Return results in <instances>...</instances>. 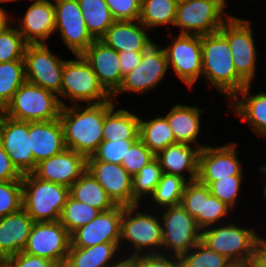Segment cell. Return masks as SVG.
<instances>
[{
    "label": "cell",
    "mask_w": 266,
    "mask_h": 267,
    "mask_svg": "<svg viewBox=\"0 0 266 267\" xmlns=\"http://www.w3.org/2000/svg\"><path fill=\"white\" fill-rule=\"evenodd\" d=\"M87 170L116 205L133 206V177L120 164L87 161Z\"/></svg>",
    "instance_id": "cell-19"
},
{
    "label": "cell",
    "mask_w": 266,
    "mask_h": 267,
    "mask_svg": "<svg viewBox=\"0 0 266 267\" xmlns=\"http://www.w3.org/2000/svg\"><path fill=\"white\" fill-rule=\"evenodd\" d=\"M162 210L158 213L162 223L161 253L180 257L201 241V229L181 204Z\"/></svg>",
    "instance_id": "cell-9"
},
{
    "label": "cell",
    "mask_w": 266,
    "mask_h": 267,
    "mask_svg": "<svg viewBox=\"0 0 266 267\" xmlns=\"http://www.w3.org/2000/svg\"><path fill=\"white\" fill-rule=\"evenodd\" d=\"M55 32L73 55L82 54L95 39L87 30L77 0H55Z\"/></svg>",
    "instance_id": "cell-15"
},
{
    "label": "cell",
    "mask_w": 266,
    "mask_h": 267,
    "mask_svg": "<svg viewBox=\"0 0 266 267\" xmlns=\"http://www.w3.org/2000/svg\"><path fill=\"white\" fill-rule=\"evenodd\" d=\"M141 205L124 206L120 229V253L124 245H129L131 250L125 260L139 254L161 253L162 246V223L160 216L140 212ZM134 250V251H133Z\"/></svg>",
    "instance_id": "cell-4"
},
{
    "label": "cell",
    "mask_w": 266,
    "mask_h": 267,
    "mask_svg": "<svg viewBox=\"0 0 266 267\" xmlns=\"http://www.w3.org/2000/svg\"><path fill=\"white\" fill-rule=\"evenodd\" d=\"M162 174L160 163L155 158L133 176V205L140 204L144 196H151L153 194Z\"/></svg>",
    "instance_id": "cell-38"
},
{
    "label": "cell",
    "mask_w": 266,
    "mask_h": 267,
    "mask_svg": "<svg viewBox=\"0 0 266 267\" xmlns=\"http://www.w3.org/2000/svg\"><path fill=\"white\" fill-rule=\"evenodd\" d=\"M178 0H141L139 21L149 30L174 25Z\"/></svg>",
    "instance_id": "cell-34"
},
{
    "label": "cell",
    "mask_w": 266,
    "mask_h": 267,
    "mask_svg": "<svg viewBox=\"0 0 266 267\" xmlns=\"http://www.w3.org/2000/svg\"><path fill=\"white\" fill-rule=\"evenodd\" d=\"M200 148L184 143L169 145L160 151L155 157L159 161L162 172L179 175L186 179L184 172L188 171V182L198 178Z\"/></svg>",
    "instance_id": "cell-27"
},
{
    "label": "cell",
    "mask_w": 266,
    "mask_h": 267,
    "mask_svg": "<svg viewBox=\"0 0 266 267\" xmlns=\"http://www.w3.org/2000/svg\"><path fill=\"white\" fill-rule=\"evenodd\" d=\"M251 85L247 84L240 90L228 106L234 115L240 116L241 121L247 122L253 133L266 137V92L251 95Z\"/></svg>",
    "instance_id": "cell-26"
},
{
    "label": "cell",
    "mask_w": 266,
    "mask_h": 267,
    "mask_svg": "<svg viewBox=\"0 0 266 267\" xmlns=\"http://www.w3.org/2000/svg\"><path fill=\"white\" fill-rule=\"evenodd\" d=\"M61 109L62 105L57 94L25 81L3 112L11 119L36 122L58 119Z\"/></svg>",
    "instance_id": "cell-7"
},
{
    "label": "cell",
    "mask_w": 266,
    "mask_h": 267,
    "mask_svg": "<svg viewBox=\"0 0 266 267\" xmlns=\"http://www.w3.org/2000/svg\"><path fill=\"white\" fill-rule=\"evenodd\" d=\"M237 146L232 142L222 146L202 148L199 153L197 180L206 186L219 178L243 176L242 162L237 158Z\"/></svg>",
    "instance_id": "cell-16"
},
{
    "label": "cell",
    "mask_w": 266,
    "mask_h": 267,
    "mask_svg": "<svg viewBox=\"0 0 266 267\" xmlns=\"http://www.w3.org/2000/svg\"><path fill=\"white\" fill-rule=\"evenodd\" d=\"M27 42L12 24L5 31L0 32V63L24 60Z\"/></svg>",
    "instance_id": "cell-41"
},
{
    "label": "cell",
    "mask_w": 266,
    "mask_h": 267,
    "mask_svg": "<svg viewBox=\"0 0 266 267\" xmlns=\"http://www.w3.org/2000/svg\"><path fill=\"white\" fill-rule=\"evenodd\" d=\"M3 149L22 175L33 172L34 157L29 138V122L11 119L4 114Z\"/></svg>",
    "instance_id": "cell-20"
},
{
    "label": "cell",
    "mask_w": 266,
    "mask_h": 267,
    "mask_svg": "<svg viewBox=\"0 0 266 267\" xmlns=\"http://www.w3.org/2000/svg\"><path fill=\"white\" fill-rule=\"evenodd\" d=\"M75 57L64 63L62 86L58 94L61 105H67L62 98L71 100L74 105H79L81 102L100 104L111 101L112 96L100 84L89 62L82 54H77Z\"/></svg>",
    "instance_id": "cell-6"
},
{
    "label": "cell",
    "mask_w": 266,
    "mask_h": 267,
    "mask_svg": "<svg viewBox=\"0 0 266 267\" xmlns=\"http://www.w3.org/2000/svg\"><path fill=\"white\" fill-rule=\"evenodd\" d=\"M148 30L139 20L115 21L99 40L117 52H144L155 43Z\"/></svg>",
    "instance_id": "cell-23"
},
{
    "label": "cell",
    "mask_w": 266,
    "mask_h": 267,
    "mask_svg": "<svg viewBox=\"0 0 266 267\" xmlns=\"http://www.w3.org/2000/svg\"><path fill=\"white\" fill-rule=\"evenodd\" d=\"M136 141H102L92 156L87 157V161H105L121 165L127 152Z\"/></svg>",
    "instance_id": "cell-42"
},
{
    "label": "cell",
    "mask_w": 266,
    "mask_h": 267,
    "mask_svg": "<svg viewBox=\"0 0 266 267\" xmlns=\"http://www.w3.org/2000/svg\"><path fill=\"white\" fill-rule=\"evenodd\" d=\"M179 258L182 267H237L227 257L209 249L201 241Z\"/></svg>",
    "instance_id": "cell-39"
},
{
    "label": "cell",
    "mask_w": 266,
    "mask_h": 267,
    "mask_svg": "<svg viewBox=\"0 0 266 267\" xmlns=\"http://www.w3.org/2000/svg\"><path fill=\"white\" fill-rule=\"evenodd\" d=\"M29 138L34 169L38 162L66 149L63 126L59 118L52 121L29 122Z\"/></svg>",
    "instance_id": "cell-24"
},
{
    "label": "cell",
    "mask_w": 266,
    "mask_h": 267,
    "mask_svg": "<svg viewBox=\"0 0 266 267\" xmlns=\"http://www.w3.org/2000/svg\"><path fill=\"white\" fill-rule=\"evenodd\" d=\"M181 205L194 219H196L199 216V213H202L203 184L198 180L188 182L182 195Z\"/></svg>",
    "instance_id": "cell-47"
},
{
    "label": "cell",
    "mask_w": 266,
    "mask_h": 267,
    "mask_svg": "<svg viewBox=\"0 0 266 267\" xmlns=\"http://www.w3.org/2000/svg\"><path fill=\"white\" fill-rule=\"evenodd\" d=\"M90 35L99 40L116 21L105 0H77Z\"/></svg>",
    "instance_id": "cell-33"
},
{
    "label": "cell",
    "mask_w": 266,
    "mask_h": 267,
    "mask_svg": "<svg viewBox=\"0 0 266 267\" xmlns=\"http://www.w3.org/2000/svg\"><path fill=\"white\" fill-rule=\"evenodd\" d=\"M3 119H4V112L0 110V149L3 148Z\"/></svg>",
    "instance_id": "cell-54"
},
{
    "label": "cell",
    "mask_w": 266,
    "mask_h": 267,
    "mask_svg": "<svg viewBox=\"0 0 266 267\" xmlns=\"http://www.w3.org/2000/svg\"><path fill=\"white\" fill-rule=\"evenodd\" d=\"M7 11L4 9V7L0 6V32L5 31L7 28L12 26L11 20L8 18L9 15L6 13Z\"/></svg>",
    "instance_id": "cell-53"
},
{
    "label": "cell",
    "mask_w": 266,
    "mask_h": 267,
    "mask_svg": "<svg viewBox=\"0 0 266 267\" xmlns=\"http://www.w3.org/2000/svg\"><path fill=\"white\" fill-rule=\"evenodd\" d=\"M112 99L100 104L62 106L60 121L67 149L74 150L86 158L103 141V122L106 112L115 104Z\"/></svg>",
    "instance_id": "cell-1"
},
{
    "label": "cell",
    "mask_w": 266,
    "mask_h": 267,
    "mask_svg": "<svg viewBox=\"0 0 266 267\" xmlns=\"http://www.w3.org/2000/svg\"><path fill=\"white\" fill-rule=\"evenodd\" d=\"M243 176H229V178H219L208 185L210 193L225 203L232 210L238 203L237 197L241 192ZM237 202V203H236Z\"/></svg>",
    "instance_id": "cell-43"
},
{
    "label": "cell",
    "mask_w": 266,
    "mask_h": 267,
    "mask_svg": "<svg viewBox=\"0 0 266 267\" xmlns=\"http://www.w3.org/2000/svg\"><path fill=\"white\" fill-rule=\"evenodd\" d=\"M23 175L11 162L4 149H0V182L22 180Z\"/></svg>",
    "instance_id": "cell-50"
},
{
    "label": "cell",
    "mask_w": 266,
    "mask_h": 267,
    "mask_svg": "<svg viewBox=\"0 0 266 267\" xmlns=\"http://www.w3.org/2000/svg\"><path fill=\"white\" fill-rule=\"evenodd\" d=\"M116 21L139 20L141 0H105Z\"/></svg>",
    "instance_id": "cell-48"
},
{
    "label": "cell",
    "mask_w": 266,
    "mask_h": 267,
    "mask_svg": "<svg viewBox=\"0 0 266 267\" xmlns=\"http://www.w3.org/2000/svg\"><path fill=\"white\" fill-rule=\"evenodd\" d=\"M220 2H222L225 6L227 5L226 0H219Z\"/></svg>",
    "instance_id": "cell-58"
},
{
    "label": "cell",
    "mask_w": 266,
    "mask_h": 267,
    "mask_svg": "<svg viewBox=\"0 0 266 267\" xmlns=\"http://www.w3.org/2000/svg\"><path fill=\"white\" fill-rule=\"evenodd\" d=\"M126 267H182L178 256L163 253L139 254L126 259Z\"/></svg>",
    "instance_id": "cell-46"
},
{
    "label": "cell",
    "mask_w": 266,
    "mask_h": 267,
    "mask_svg": "<svg viewBox=\"0 0 266 267\" xmlns=\"http://www.w3.org/2000/svg\"><path fill=\"white\" fill-rule=\"evenodd\" d=\"M139 139L156 156L160 151L175 144V137L165 116L144 120L140 117Z\"/></svg>",
    "instance_id": "cell-32"
},
{
    "label": "cell",
    "mask_w": 266,
    "mask_h": 267,
    "mask_svg": "<svg viewBox=\"0 0 266 267\" xmlns=\"http://www.w3.org/2000/svg\"><path fill=\"white\" fill-rule=\"evenodd\" d=\"M0 267H6V265L2 261H0Z\"/></svg>",
    "instance_id": "cell-57"
},
{
    "label": "cell",
    "mask_w": 266,
    "mask_h": 267,
    "mask_svg": "<svg viewBox=\"0 0 266 267\" xmlns=\"http://www.w3.org/2000/svg\"><path fill=\"white\" fill-rule=\"evenodd\" d=\"M164 47L168 66L190 88L202 77L201 36L179 34Z\"/></svg>",
    "instance_id": "cell-13"
},
{
    "label": "cell",
    "mask_w": 266,
    "mask_h": 267,
    "mask_svg": "<svg viewBox=\"0 0 266 267\" xmlns=\"http://www.w3.org/2000/svg\"><path fill=\"white\" fill-rule=\"evenodd\" d=\"M65 61L53 54L47 43L27 44L24 53L26 81L58 95Z\"/></svg>",
    "instance_id": "cell-11"
},
{
    "label": "cell",
    "mask_w": 266,
    "mask_h": 267,
    "mask_svg": "<svg viewBox=\"0 0 266 267\" xmlns=\"http://www.w3.org/2000/svg\"><path fill=\"white\" fill-rule=\"evenodd\" d=\"M70 246V233L59 220L34 222L23 252L63 265Z\"/></svg>",
    "instance_id": "cell-14"
},
{
    "label": "cell",
    "mask_w": 266,
    "mask_h": 267,
    "mask_svg": "<svg viewBox=\"0 0 266 267\" xmlns=\"http://www.w3.org/2000/svg\"><path fill=\"white\" fill-rule=\"evenodd\" d=\"M33 224L23 207L0 218V261L24 250Z\"/></svg>",
    "instance_id": "cell-25"
},
{
    "label": "cell",
    "mask_w": 266,
    "mask_h": 267,
    "mask_svg": "<svg viewBox=\"0 0 266 267\" xmlns=\"http://www.w3.org/2000/svg\"><path fill=\"white\" fill-rule=\"evenodd\" d=\"M251 28V21L231 15L219 32L227 39L236 72L252 84L256 76L257 48Z\"/></svg>",
    "instance_id": "cell-10"
},
{
    "label": "cell",
    "mask_w": 266,
    "mask_h": 267,
    "mask_svg": "<svg viewBox=\"0 0 266 267\" xmlns=\"http://www.w3.org/2000/svg\"><path fill=\"white\" fill-rule=\"evenodd\" d=\"M234 223L217 224L201 230V242L224 255L237 267H248L257 244L263 239L253 229Z\"/></svg>",
    "instance_id": "cell-3"
},
{
    "label": "cell",
    "mask_w": 266,
    "mask_h": 267,
    "mask_svg": "<svg viewBox=\"0 0 266 267\" xmlns=\"http://www.w3.org/2000/svg\"><path fill=\"white\" fill-rule=\"evenodd\" d=\"M69 195L67 186L41 180L32 173L22 177V207L34 222L60 220Z\"/></svg>",
    "instance_id": "cell-5"
},
{
    "label": "cell",
    "mask_w": 266,
    "mask_h": 267,
    "mask_svg": "<svg viewBox=\"0 0 266 267\" xmlns=\"http://www.w3.org/2000/svg\"><path fill=\"white\" fill-rule=\"evenodd\" d=\"M118 55H119L121 74L122 76H125L138 64H140L141 59L143 57V52L122 51L118 52Z\"/></svg>",
    "instance_id": "cell-51"
},
{
    "label": "cell",
    "mask_w": 266,
    "mask_h": 267,
    "mask_svg": "<svg viewBox=\"0 0 266 267\" xmlns=\"http://www.w3.org/2000/svg\"><path fill=\"white\" fill-rule=\"evenodd\" d=\"M19 20V21H18ZM16 28L28 44L46 43L55 33V9L51 0H33Z\"/></svg>",
    "instance_id": "cell-21"
},
{
    "label": "cell",
    "mask_w": 266,
    "mask_h": 267,
    "mask_svg": "<svg viewBox=\"0 0 266 267\" xmlns=\"http://www.w3.org/2000/svg\"><path fill=\"white\" fill-rule=\"evenodd\" d=\"M187 179L173 174L163 173L153 194L150 196L153 203L160 208L181 204L182 195Z\"/></svg>",
    "instance_id": "cell-36"
},
{
    "label": "cell",
    "mask_w": 266,
    "mask_h": 267,
    "mask_svg": "<svg viewBox=\"0 0 266 267\" xmlns=\"http://www.w3.org/2000/svg\"><path fill=\"white\" fill-rule=\"evenodd\" d=\"M22 208V180L0 182V218Z\"/></svg>",
    "instance_id": "cell-44"
},
{
    "label": "cell",
    "mask_w": 266,
    "mask_h": 267,
    "mask_svg": "<svg viewBox=\"0 0 266 267\" xmlns=\"http://www.w3.org/2000/svg\"><path fill=\"white\" fill-rule=\"evenodd\" d=\"M248 267H266V238L257 244Z\"/></svg>",
    "instance_id": "cell-52"
},
{
    "label": "cell",
    "mask_w": 266,
    "mask_h": 267,
    "mask_svg": "<svg viewBox=\"0 0 266 267\" xmlns=\"http://www.w3.org/2000/svg\"><path fill=\"white\" fill-rule=\"evenodd\" d=\"M70 195L100 212L111 210L117 206L88 170L71 185Z\"/></svg>",
    "instance_id": "cell-31"
},
{
    "label": "cell",
    "mask_w": 266,
    "mask_h": 267,
    "mask_svg": "<svg viewBox=\"0 0 266 267\" xmlns=\"http://www.w3.org/2000/svg\"><path fill=\"white\" fill-rule=\"evenodd\" d=\"M14 1H16V0H0V3H1V4L4 3V2H5V3H6V2H9V3H10V2H14Z\"/></svg>",
    "instance_id": "cell-56"
},
{
    "label": "cell",
    "mask_w": 266,
    "mask_h": 267,
    "mask_svg": "<svg viewBox=\"0 0 266 267\" xmlns=\"http://www.w3.org/2000/svg\"><path fill=\"white\" fill-rule=\"evenodd\" d=\"M155 158V155L138 139L127 152L121 166L133 177Z\"/></svg>",
    "instance_id": "cell-45"
},
{
    "label": "cell",
    "mask_w": 266,
    "mask_h": 267,
    "mask_svg": "<svg viewBox=\"0 0 266 267\" xmlns=\"http://www.w3.org/2000/svg\"><path fill=\"white\" fill-rule=\"evenodd\" d=\"M204 109L197 106H188L175 103L171 110L164 115L171 127L176 143L195 144L200 149L206 144H198L197 139L201 133V114Z\"/></svg>",
    "instance_id": "cell-29"
},
{
    "label": "cell",
    "mask_w": 266,
    "mask_h": 267,
    "mask_svg": "<svg viewBox=\"0 0 266 267\" xmlns=\"http://www.w3.org/2000/svg\"><path fill=\"white\" fill-rule=\"evenodd\" d=\"M82 55L89 62L100 84L112 96L123 80L118 52L102 41L95 40Z\"/></svg>",
    "instance_id": "cell-22"
},
{
    "label": "cell",
    "mask_w": 266,
    "mask_h": 267,
    "mask_svg": "<svg viewBox=\"0 0 266 267\" xmlns=\"http://www.w3.org/2000/svg\"><path fill=\"white\" fill-rule=\"evenodd\" d=\"M169 69L166 53L163 47L152 44L143 52L140 64L123 76L119 89L112 95L115 101L121 93L145 94L157 87Z\"/></svg>",
    "instance_id": "cell-12"
},
{
    "label": "cell",
    "mask_w": 266,
    "mask_h": 267,
    "mask_svg": "<svg viewBox=\"0 0 266 267\" xmlns=\"http://www.w3.org/2000/svg\"><path fill=\"white\" fill-rule=\"evenodd\" d=\"M230 211L232 209L212 195L208 186L203 184V206L202 213H199L195 219L197 226L203 230L213 225L222 224V219L227 217Z\"/></svg>",
    "instance_id": "cell-40"
},
{
    "label": "cell",
    "mask_w": 266,
    "mask_h": 267,
    "mask_svg": "<svg viewBox=\"0 0 266 267\" xmlns=\"http://www.w3.org/2000/svg\"><path fill=\"white\" fill-rule=\"evenodd\" d=\"M25 81L24 60L0 63V110L6 107Z\"/></svg>",
    "instance_id": "cell-35"
},
{
    "label": "cell",
    "mask_w": 266,
    "mask_h": 267,
    "mask_svg": "<svg viewBox=\"0 0 266 267\" xmlns=\"http://www.w3.org/2000/svg\"><path fill=\"white\" fill-rule=\"evenodd\" d=\"M99 213L98 209L86 203H81L69 195L59 221L71 234L79 227L91 222Z\"/></svg>",
    "instance_id": "cell-37"
},
{
    "label": "cell",
    "mask_w": 266,
    "mask_h": 267,
    "mask_svg": "<svg viewBox=\"0 0 266 267\" xmlns=\"http://www.w3.org/2000/svg\"><path fill=\"white\" fill-rule=\"evenodd\" d=\"M202 77L231 100L248 83L236 72L230 45L218 31L201 35Z\"/></svg>",
    "instance_id": "cell-2"
},
{
    "label": "cell",
    "mask_w": 266,
    "mask_h": 267,
    "mask_svg": "<svg viewBox=\"0 0 266 267\" xmlns=\"http://www.w3.org/2000/svg\"><path fill=\"white\" fill-rule=\"evenodd\" d=\"M123 210L124 206L117 205L111 210L100 212L91 222L70 234V247L87 248L107 242L115 243L120 248Z\"/></svg>",
    "instance_id": "cell-17"
},
{
    "label": "cell",
    "mask_w": 266,
    "mask_h": 267,
    "mask_svg": "<svg viewBox=\"0 0 266 267\" xmlns=\"http://www.w3.org/2000/svg\"><path fill=\"white\" fill-rule=\"evenodd\" d=\"M259 171L266 174V165H262L261 167H259ZM266 178V176H265ZM265 184H264V187H263V197L266 199V179H265Z\"/></svg>",
    "instance_id": "cell-55"
},
{
    "label": "cell",
    "mask_w": 266,
    "mask_h": 267,
    "mask_svg": "<svg viewBox=\"0 0 266 267\" xmlns=\"http://www.w3.org/2000/svg\"><path fill=\"white\" fill-rule=\"evenodd\" d=\"M229 17L219 0H179L174 26L178 34L201 36L218 32Z\"/></svg>",
    "instance_id": "cell-8"
},
{
    "label": "cell",
    "mask_w": 266,
    "mask_h": 267,
    "mask_svg": "<svg viewBox=\"0 0 266 267\" xmlns=\"http://www.w3.org/2000/svg\"><path fill=\"white\" fill-rule=\"evenodd\" d=\"M119 249L115 243L107 242L87 248L70 247L64 265L66 267H125L126 255L119 253ZM117 254L123 256L118 258Z\"/></svg>",
    "instance_id": "cell-28"
},
{
    "label": "cell",
    "mask_w": 266,
    "mask_h": 267,
    "mask_svg": "<svg viewBox=\"0 0 266 267\" xmlns=\"http://www.w3.org/2000/svg\"><path fill=\"white\" fill-rule=\"evenodd\" d=\"M6 267H60L59 264L52 260L33 256L25 252L17 253L16 255L7 257L2 261Z\"/></svg>",
    "instance_id": "cell-49"
},
{
    "label": "cell",
    "mask_w": 266,
    "mask_h": 267,
    "mask_svg": "<svg viewBox=\"0 0 266 267\" xmlns=\"http://www.w3.org/2000/svg\"><path fill=\"white\" fill-rule=\"evenodd\" d=\"M140 117L126 109H116V103L106 112L103 141L138 140Z\"/></svg>",
    "instance_id": "cell-30"
},
{
    "label": "cell",
    "mask_w": 266,
    "mask_h": 267,
    "mask_svg": "<svg viewBox=\"0 0 266 267\" xmlns=\"http://www.w3.org/2000/svg\"><path fill=\"white\" fill-rule=\"evenodd\" d=\"M87 170V158L71 149L44 159L36 164L32 174L45 181L68 188Z\"/></svg>",
    "instance_id": "cell-18"
}]
</instances>
